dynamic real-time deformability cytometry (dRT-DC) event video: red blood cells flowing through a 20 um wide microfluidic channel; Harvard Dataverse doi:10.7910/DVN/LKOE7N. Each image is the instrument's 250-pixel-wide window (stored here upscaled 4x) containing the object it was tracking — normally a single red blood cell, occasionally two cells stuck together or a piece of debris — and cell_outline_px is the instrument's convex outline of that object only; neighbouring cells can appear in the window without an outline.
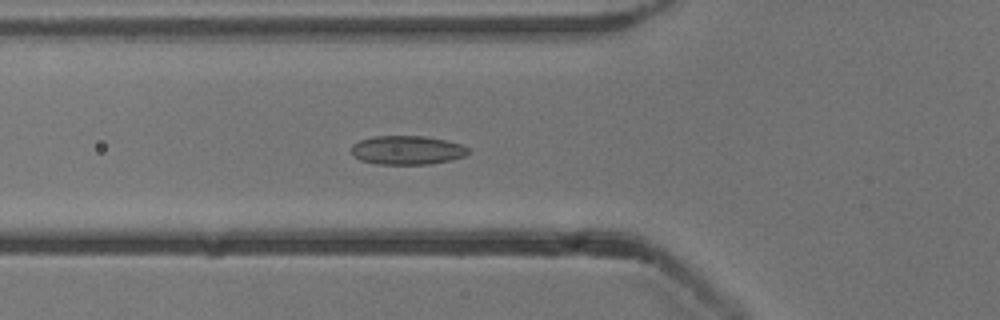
{"species": "common noctule bat (a hibernating species)", "species_latin": "Nyctalus noctula", "temperature_condition": "cold", "stored_images_in_passage": 29, "camera_frame_rate_fps": 3000, "um_per_image_px": 0.085, "animal": {"sex": "male", "body_mass_g": 13.3}, "frame": {"image": 1, "passage_image": 9, "time_ms": 2.667, "image_size_px": [1000, 320], "cell_outline_px": [[468, 152], [464, 156], [452, 160], [428, 164], [376, 164], [360, 160], [352, 156], [352, 144], [360, 140], [372, 136], [424, 136], [444, 140], [460, 144], [468, 148]], "centroid_in_image_um": [34.56, 12.76], "position_along_channel_um": 91.2, "area_um2": 19.65}}
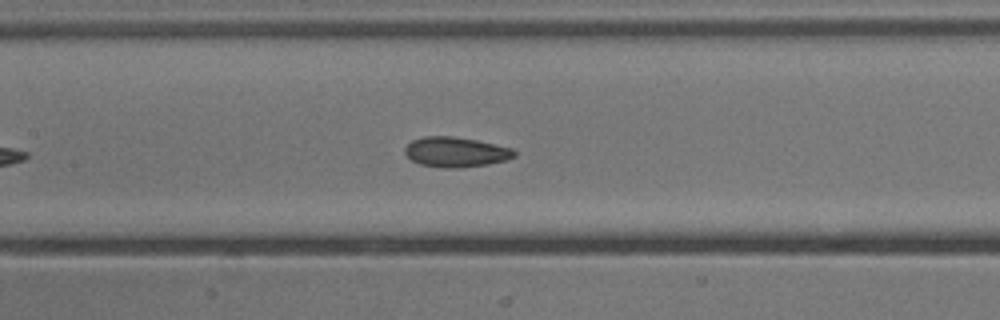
{"frame": {"image": 2, "passage_image": 15, "time_ms": 4.667, "image_size_px": [1000, 320], "cell_outline_px": [[516, 156], [504, 160], [488, 164], [460, 168], [440, 168], [420, 164], [412, 160], [404, 152], [404, 148], [412, 140], [424, 136], [452, 136], [476, 140], [512, 148], [516, 152]], "centroid_in_image_um": [38.72, 12.92], "position_along_channel_um": 168.7, "area_um2": 19.13}}
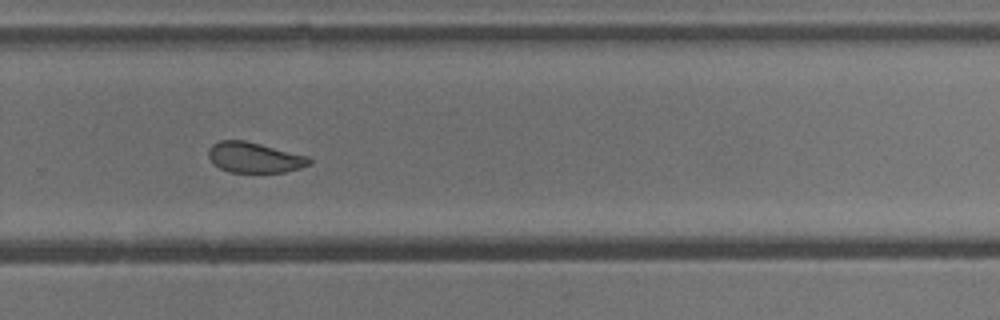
{"frame": {"image": 3, "passage_image": 26, "time_ms": 8.333, "image_size_px": [1000, 320], "cell_outline_px": [[312, 164], [300, 168], [284, 172], [228, 172], [212, 164], [208, 156], [208, 148], [212, 144], [220, 140], [244, 140], [308, 156], [312, 160]], "centroid_in_image_um": [21.6, 13.39], "position_along_channel_um": 308.2, "area_um2": 17.98}}